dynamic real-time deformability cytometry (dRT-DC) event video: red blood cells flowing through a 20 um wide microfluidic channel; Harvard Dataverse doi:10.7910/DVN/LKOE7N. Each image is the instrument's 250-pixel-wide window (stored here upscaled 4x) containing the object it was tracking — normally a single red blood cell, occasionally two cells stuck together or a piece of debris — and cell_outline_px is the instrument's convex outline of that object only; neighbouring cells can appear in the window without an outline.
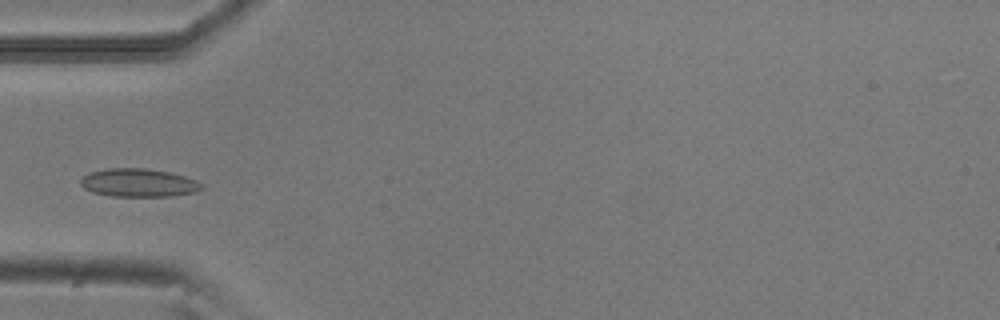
{"species": "common noctule bat (a hibernating species)", "species_latin": "Nyctalus noctula", "temperature_condition": "room temperature", "stored_images_in_passage": 5, "camera_frame_rate_fps": 3000, "um_per_image_px": 0.085, "animal": {"sex": "male", "body_mass_g": 20.5, "forearm_length_mm": 52.5}, "frame": {"image": 1, "passage_image": 4, "time_ms": 1.0, "image_size_px": [1000, 320], "cell_outline_px": [[204, 188], [196, 192], [172, 196], [112, 196], [92, 192], [84, 188], [80, 184], [80, 180], [84, 176], [92, 172], [108, 168], [144, 168], [168, 172], [184, 176], [196, 180], [204, 184]], "centroid_in_image_um": [11.81, 15.54], "position_along_channel_um": 73.2, "area_um2": 19.88}}
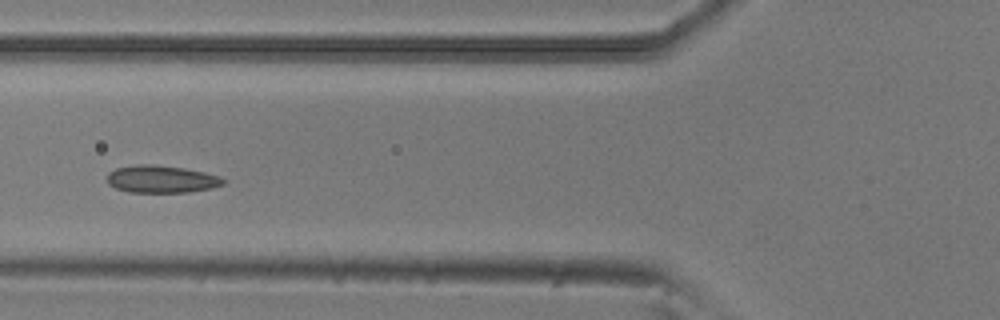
{"frame": {"image": 2, "passage_image": 5, "time_ms": 1.333, "image_size_px": [1000, 320], "cell_outline_px": [[224, 184], [212, 188], [188, 192], [128, 192], [116, 188], [108, 184], [108, 172], [116, 168], [136, 164], [152, 164], [184, 168], [204, 172], [220, 176], [224, 180]], "centroid_in_image_um": [13.71, 15.22], "position_along_channel_um": 112.1, "area_um2": 18.55}}